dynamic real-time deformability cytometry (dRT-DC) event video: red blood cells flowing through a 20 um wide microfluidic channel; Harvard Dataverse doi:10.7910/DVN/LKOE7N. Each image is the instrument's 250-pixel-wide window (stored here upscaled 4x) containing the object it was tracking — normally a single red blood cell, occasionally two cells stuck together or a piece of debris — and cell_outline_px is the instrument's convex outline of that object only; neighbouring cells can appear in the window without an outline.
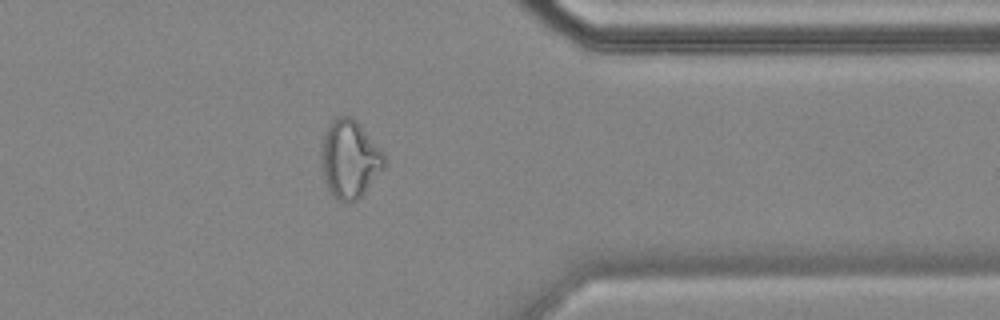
{"species": "common noctule bat (a hibernating species)", "species_latin": "Nyctalus noctula", "temperature_condition": "cold", "stored_images_in_passage": 44, "camera_frame_rate_fps": 3000, "um_per_image_px": 0.085, "animal": {"sex": "female", "body_mass_g": 18.4}, "frame": {"image": 1, "passage_image": 32, "time_ms": 10.333, "image_size_px": [1000, 320], "cell_outline_px": [[388, 160], [384, 168], [364, 196], [348, 204], [344, 204], [336, 200], [328, 188], [324, 180], [320, 164], [320, 140], [332, 120], [336, 116], [352, 116], [360, 124], [384, 152]], "centroid_in_image_um": [29.72, 13.55], "position_along_channel_um": 381.7, "area_um2": 29.77}, "authors_computed_cell_mechanics": {"area_um2": 26.877, "velocity_mm_per_s": 3.5244, "shape_relaxation_time_tau1_ms": null, "shape_relaxation_time_tau2_ms": 2.1825, "deformation_change_tau1": null, "deformation_change_tau2": 0.0878}}